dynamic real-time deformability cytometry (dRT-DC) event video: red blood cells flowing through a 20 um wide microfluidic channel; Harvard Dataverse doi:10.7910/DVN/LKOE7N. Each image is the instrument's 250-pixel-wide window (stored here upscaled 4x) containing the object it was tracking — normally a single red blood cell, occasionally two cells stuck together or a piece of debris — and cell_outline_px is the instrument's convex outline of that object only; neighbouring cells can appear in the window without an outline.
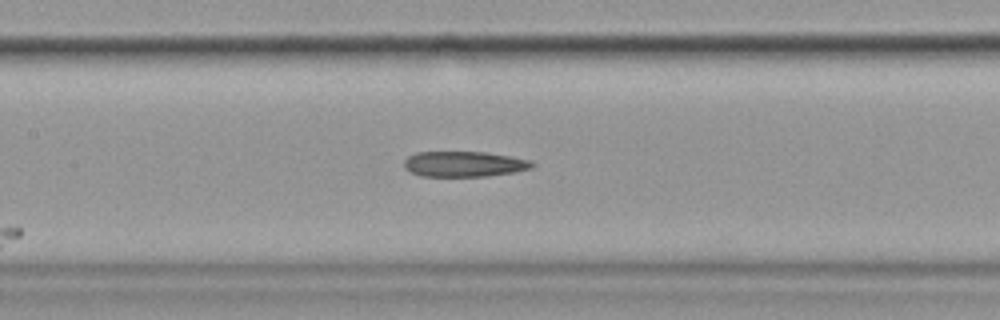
{"species": "common noctule bat (a hibernating species)", "species_latin": "Nyctalus noctula", "temperature_condition": "cold", "stored_images_in_passage": 8, "camera_frame_rate_fps": 3000, "um_per_image_px": 0.085, "animal": {"sex": "female", "body_mass_g": 19.9}, "frame": {"image": 1, "passage_image": 8, "time_ms": 8.0, "image_size_px": [1000, 320], "cell_outline_px": [[536, 164], [532, 168], [512, 172], [484, 176], [420, 176], [404, 168], [404, 160], [408, 156], [416, 152], [484, 152], [532, 160]], "centroid_in_image_um": [39.44, 13.94], "position_along_channel_um": 168.0, "area_um2": 18.9}}